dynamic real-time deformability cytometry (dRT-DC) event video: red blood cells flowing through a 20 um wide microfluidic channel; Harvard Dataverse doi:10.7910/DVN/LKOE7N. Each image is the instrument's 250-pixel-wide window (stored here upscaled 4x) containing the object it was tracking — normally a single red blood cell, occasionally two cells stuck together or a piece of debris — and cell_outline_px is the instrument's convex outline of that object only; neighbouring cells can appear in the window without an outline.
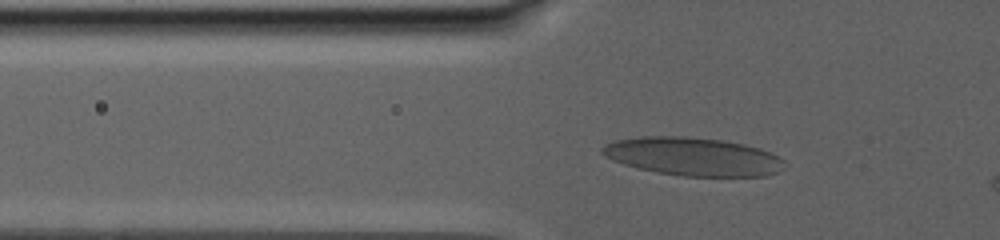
{"species": "human", "species_latin": "Homo sapiens", "temperature_condition": "warm", "stored_images_in_passage": 29, "camera_frame_rate_fps": 3000, "um_per_image_px": 0.085, "donor": {"sex": "male"}, "frame": {"image": 1, "passage_image": 8, "time_ms": 4.0, "image_size_px": [1000, 240], "cell_outline_px": [[784, 168], [780, 172], [768, 176], [684, 176], [656, 172], [624, 164], [604, 156], [600, 152], [600, 148], [604, 144], [616, 140], [640, 136], [684, 136], [724, 140], [744, 144], [760, 148], [784, 160]], "centroid_in_image_um": [58.91, 13.3], "position_along_channel_um": 66.9, "area_um2": 40.75}}
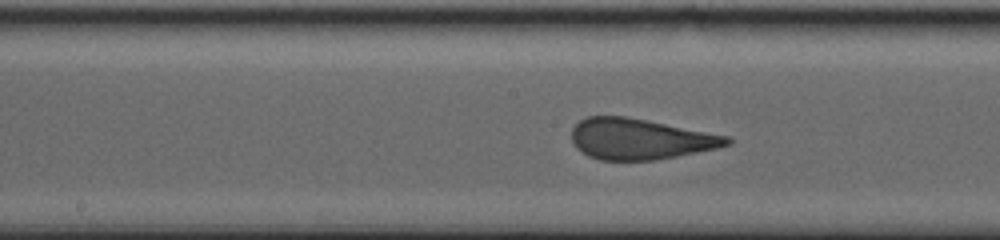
{"frame": {"image": 2, "passage_image": 17, "time_ms": 9.0, "image_size_px": [1000, 240], "cell_outline_px": [[732, 144], [716, 148], [676, 156], [652, 160], [600, 160], [588, 156], [576, 148], [572, 140], [572, 128], [580, 120], [588, 116], [628, 116], [728, 136], [732, 140]], "centroid_in_image_um": [54.38, 11.81], "position_along_channel_um": 193.8, "area_um2": 36.82}}
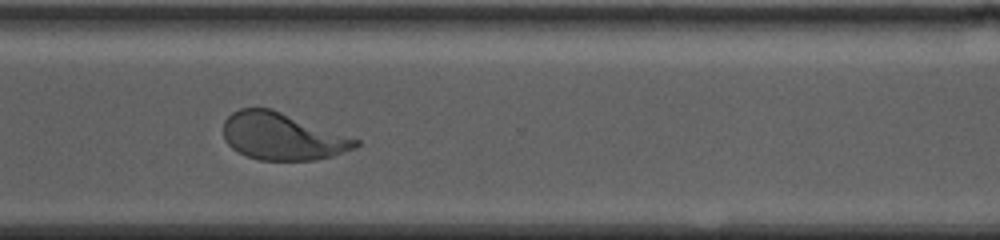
{"frame": {"image": 3, "passage_image": 28, "time_ms": 14.667, "image_size_px": [1000, 240], "cell_outline_px": [[360, 144], [356, 148], [332, 156], [316, 160], [260, 160], [248, 156], [232, 148], [224, 140], [224, 120], [232, 112], [240, 108], [272, 108], [360, 140]], "centroid_in_image_um": [24.0, 11.59], "position_along_channel_um": 346.6, "area_um2": 36.3}}